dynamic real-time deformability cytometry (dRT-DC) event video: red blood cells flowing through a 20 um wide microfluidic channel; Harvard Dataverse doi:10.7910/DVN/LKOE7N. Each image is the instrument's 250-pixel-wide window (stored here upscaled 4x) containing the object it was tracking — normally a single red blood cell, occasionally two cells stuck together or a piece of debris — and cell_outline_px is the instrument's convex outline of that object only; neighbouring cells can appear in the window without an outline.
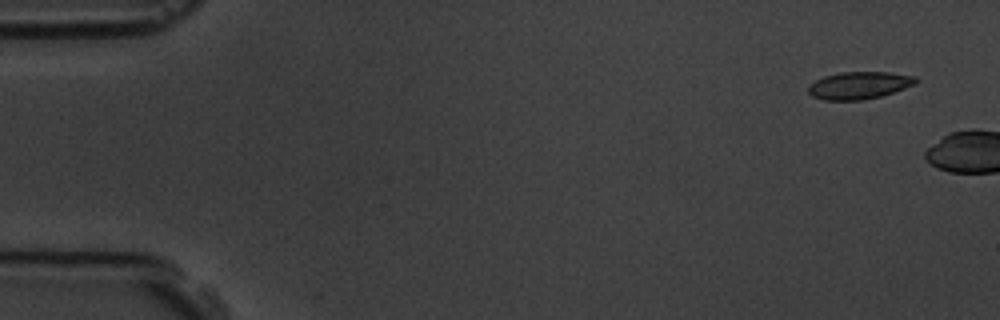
{"species": "common noctule bat (a hibernating species)", "species_latin": "Nyctalus noctula", "temperature_condition": "room temperature", "stored_images_in_passage": 2, "camera_frame_rate_fps": 3000, "um_per_image_px": 0.085, "animal": {"sex": "male", "body_mass_g": 19.5, "forearm_length_mm": 54.6}, "frame": {"image": 1, "passage_image": 1, "time_ms": 0.0, "image_size_px": [1000, 320], "cell_outline_px": [[920, 80], [916, 84], [880, 96], [864, 100], [824, 100], [812, 96], [808, 92], [808, 84], [824, 76], [840, 72], [888, 72], [916, 76]], "centroid_in_image_um": [73.03, 7.25], "position_along_channel_um": 12.0, "area_um2": 17.22}}